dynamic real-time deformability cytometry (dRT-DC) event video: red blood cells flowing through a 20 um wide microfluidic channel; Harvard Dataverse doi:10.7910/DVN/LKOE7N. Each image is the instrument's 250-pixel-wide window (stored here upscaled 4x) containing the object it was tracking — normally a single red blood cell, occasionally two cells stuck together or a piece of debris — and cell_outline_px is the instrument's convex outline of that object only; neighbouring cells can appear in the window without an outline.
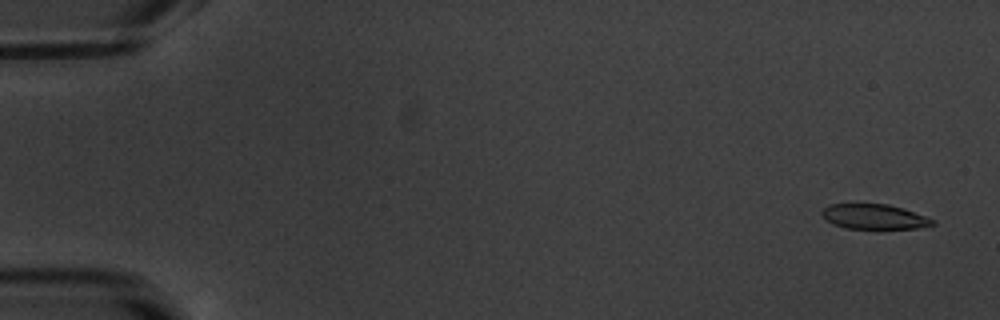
{"species": "common noctule bat (a hibernating species)", "species_latin": "Nyctalus noctula", "temperature_condition": "warm", "stored_images_in_passage": 54, "camera_frame_rate_fps": 3000, "um_per_image_px": 0.085, "animal": {"sex": "male", "body_mass_g": 20.1, "forearm_length_mm": 53.5}, "frame": {"image": 1, "passage_image": 3, "time_ms": 0.667, "image_size_px": [1000, 320], "cell_outline_px": [[936, 224], [916, 228], [880, 232], [844, 228], [828, 220], [820, 212], [828, 204], [888, 204], [904, 208], [936, 220]], "centroid_in_image_um": [74.37, 18.47], "position_along_channel_um": 10.6, "area_um2": 16.94}}
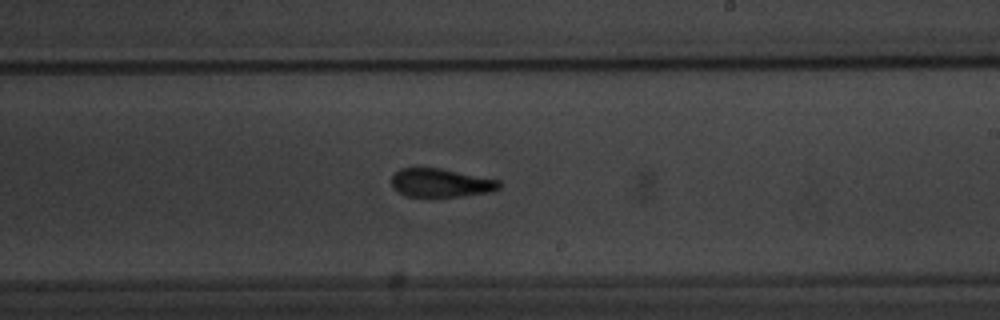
{"frame": {"image": 2, "passage_image": 33, "time_ms": 10.667, "image_size_px": [1000, 320], "cell_outline_px": [[500, 188], [488, 192], [460, 196], [404, 196], [392, 188], [392, 176], [400, 168], [440, 168], [500, 180]], "centroid_in_image_um": [37.44, 15.54], "position_along_channel_um": 251.6, "area_um2": 17.74}}
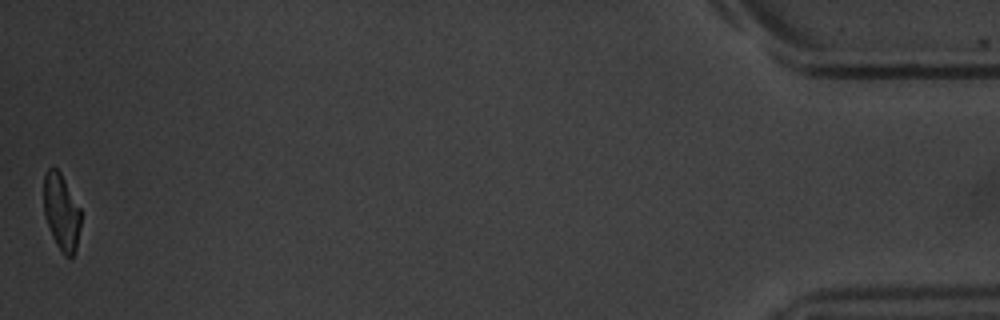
{"frame": {"image": 3, "passage_image": 54, "time_ms": 17.667, "image_size_px": [1000, 320], "cell_outline_px": [[80, 228], [76, 248], [72, 260], [64, 256], [56, 244], [52, 236], [44, 216], [44, 172], [48, 168], [56, 168], [60, 172], [80, 208]], "centroid_in_image_um": [5.21, 18.06], "position_along_channel_um": 430.0, "area_um2": 16.59}, "authors_computed_cell_mechanics": {"area_um2": 18.2937, "velocity_mm_per_s": 3.8204, "shape_relaxation_time_tau1_ms": 4.0822, "shape_relaxation_time_tau2_ms": 1.8835, "deformation_change_tau1": 0.1567, "deformation_change_tau2": 0.0969}}